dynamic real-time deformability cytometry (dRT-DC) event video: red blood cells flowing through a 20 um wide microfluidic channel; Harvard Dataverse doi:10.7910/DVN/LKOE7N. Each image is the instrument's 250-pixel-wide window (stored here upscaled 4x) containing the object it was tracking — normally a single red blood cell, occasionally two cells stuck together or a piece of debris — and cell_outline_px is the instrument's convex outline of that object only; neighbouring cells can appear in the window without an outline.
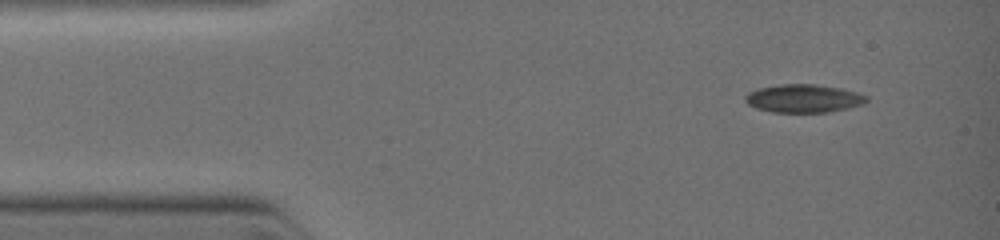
{"species": "common noctule bat (a hibernating species)", "species_latin": "Nyctalus noctula", "temperature_condition": "warm", "stored_images_in_passage": 3, "camera_frame_rate_fps": 3000, "um_per_image_px": 0.085, "animal": {"sex": "female", "body_mass_g": 19.0, "forearm_length_mm": 51.5}, "frame": {"image": 1, "passage_image": 1, "time_ms": 0.0, "image_size_px": [1000, 240], "cell_outline_px": [[868, 100], [864, 104], [828, 112], [772, 112], [756, 108], [748, 104], [744, 100], [744, 96], [748, 92], [756, 88], [780, 84], [816, 84], [840, 88], [856, 92], [868, 96]], "centroid_in_image_um": [68.27, 8.36], "position_along_channel_um": 16.7, "area_um2": 20.0}}
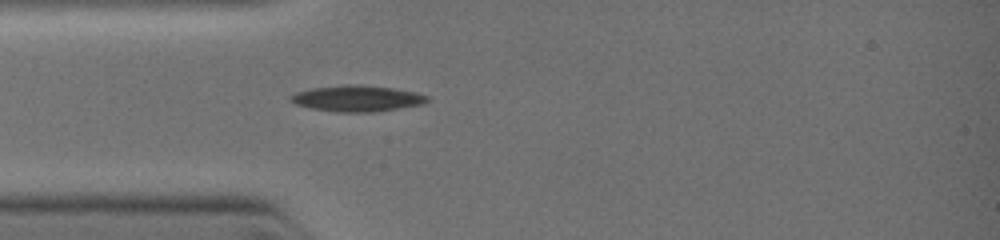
{"frame": {"image": 2, "passage_image": 3, "time_ms": 2.0, "image_size_px": [1000, 240], "cell_outline_px": [[428, 100], [424, 104], [372, 112], [340, 112], [312, 108], [296, 104], [288, 100], [288, 96], [296, 92], [312, 88], [348, 84], [356, 84], [392, 88], [416, 92], [428, 96]], "centroid_in_image_um": [30.33, 8.36], "position_along_channel_um": 54.7, "area_um2": 20.63}}